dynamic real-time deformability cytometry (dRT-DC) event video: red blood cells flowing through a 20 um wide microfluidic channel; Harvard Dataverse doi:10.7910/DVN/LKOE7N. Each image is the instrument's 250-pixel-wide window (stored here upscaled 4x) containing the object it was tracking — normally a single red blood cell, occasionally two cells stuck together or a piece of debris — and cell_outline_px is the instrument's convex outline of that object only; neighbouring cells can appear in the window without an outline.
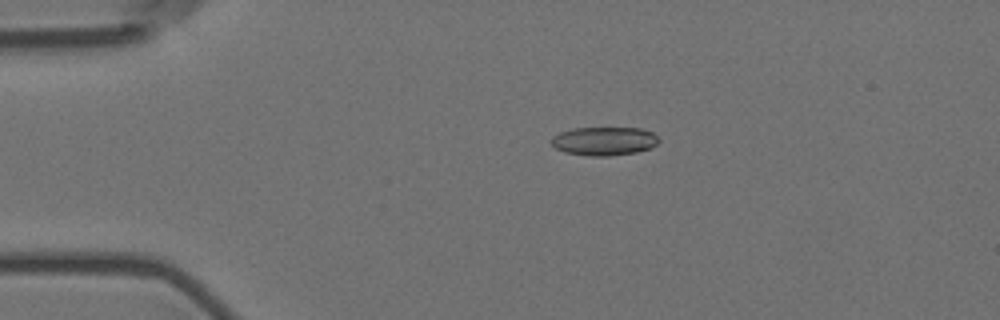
{"species": "Egyptian fruit bat (a non-hibernating species)", "species_latin": "Rousettus aegyptiacus", "temperature_condition": "room temperature", "stored_images_in_passage": 42, "camera_frame_rate_fps": 3000, "um_per_image_px": 0.085, "animal": {"sex": "female"}, "frame": {"image": 1, "passage_image": 3, "time_ms": 0.667, "image_size_px": [1000, 320], "cell_outline_px": [[660, 140], [656, 144], [648, 148], [636, 152], [608, 156], [592, 156], [564, 152], [556, 148], [552, 144], [552, 136], [560, 132], [572, 128], [640, 128], [652, 132]], "centroid_in_image_um": [51.33, 11.99], "position_along_channel_um": 33.7, "area_um2": 17.74}}
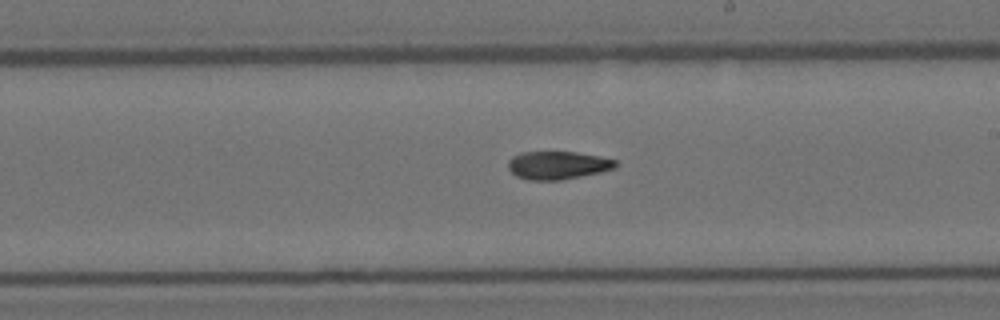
{"frame": {"image": 2, "passage_image": 24, "time_ms": 7.667, "image_size_px": [1000, 320], "cell_outline_px": [[620, 164], [616, 168], [600, 172], [560, 180], [528, 180], [516, 176], [508, 168], [508, 160], [512, 156], [520, 152], [576, 152], [600, 156], [616, 160]], "centroid_in_image_um": [47.42, 14.04], "position_along_channel_um": 241.6, "area_um2": 17.69}}
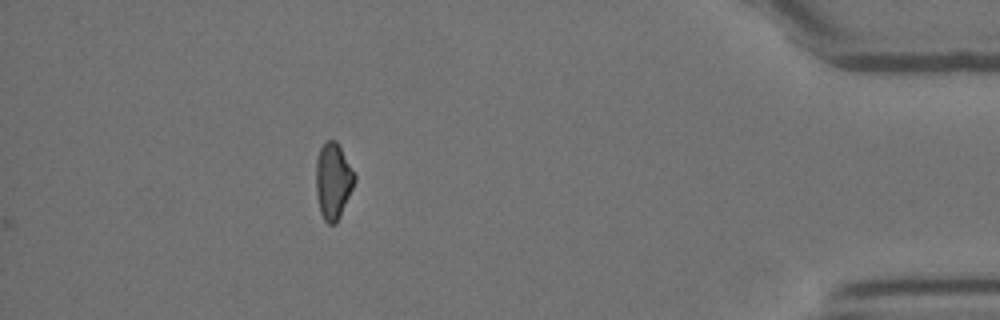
{"frame": {"image": 3, "passage_image": 42, "time_ms": 13.667, "image_size_px": [1000, 320], "cell_outline_px": [[356, 180], [340, 216], [336, 224], [328, 224], [324, 220], [320, 212], [316, 192], [316, 160], [320, 148], [328, 140], [336, 140], [356, 172]], "centroid_in_image_um": [28.33, 15.37], "position_along_channel_um": 406.9, "area_um2": 17.28}, "authors_computed_cell_mechanics": {"area_um2": 18.0914, "velocity_mm_per_s": 3.6027, "shape_relaxation_time_tau1_ms": null, "shape_relaxation_time_tau2_ms": 10.9676, "deformation_change_tau1": null, "deformation_change_tau2": 0.1889}}